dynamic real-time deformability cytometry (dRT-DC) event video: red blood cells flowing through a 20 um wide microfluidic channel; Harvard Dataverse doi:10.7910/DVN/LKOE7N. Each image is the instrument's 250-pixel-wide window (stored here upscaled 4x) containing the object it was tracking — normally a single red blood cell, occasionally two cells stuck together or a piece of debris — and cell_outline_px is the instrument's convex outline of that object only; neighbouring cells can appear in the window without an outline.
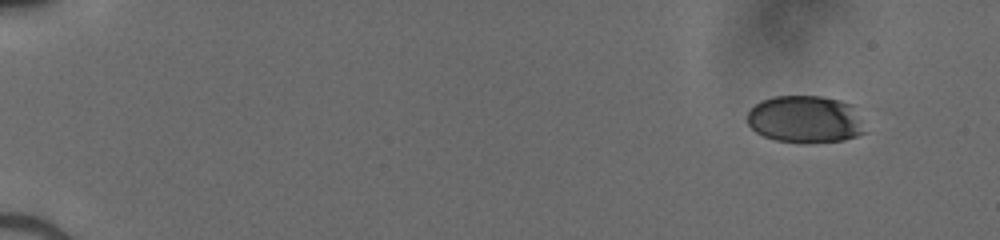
{"species": "human", "species_latin": "Homo sapiens", "temperature_condition": "cold", "stored_images_in_passage": 48, "camera_frame_rate_fps": 3000, "um_per_image_px": 0.085, "donor": {"sex": "male"}, "frame": {"image": 1, "passage_image": 1, "time_ms": 0.0, "image_size_px": [1000, 240], "cell_outline_px": [[868, 132], [844, 140], [804, 144], [776, 140], [764, 136], [756, 132], [748, 124], [748, 112], [760, 100], [772, 96], [824, 96], [840, 100], [852, 104]], "centroid_in_image_um": [68.47, 10.15], "position_along_channel_um": 16.5, "area_um2": 32.89}}
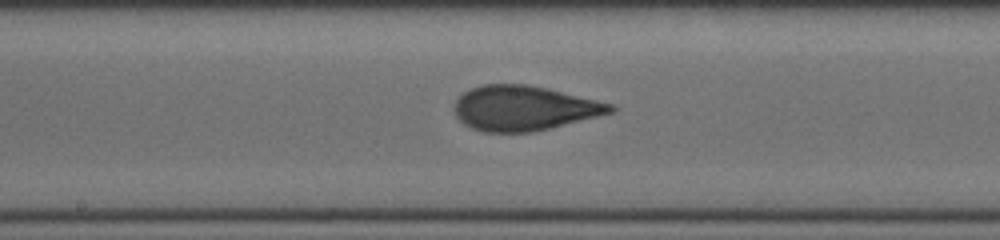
{"frame": {"image": 2, "passage_image": 26, "time_ms": 8.333, "image_size_px": [1000, 240], "cell_outline_px": [[616, 108], [612, 112], [532, 132], [484, 132], [472, 128], [464, 124], [456, 116], [456, 100], [464, 92], [472, 88], [484, 84], [528, 84], [548, 88], [612, 104]], "centroid_in_image_um": [44.51, 9.18], "position_along_channel_um": 203.7, "area_um2": 40.17}}
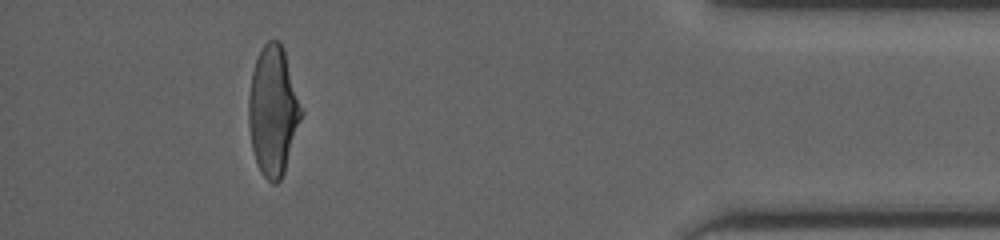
{"frame": {"image": 3, "passage_image": 44, "time_ms": 14.333, "image_size_px": [1000, 240], "cell_outline_px": [[304, 112], [284, 172], [280, 180], [276, 184], [272, 184], [260, 172], [252, 148], [248, 124], [248, 96], [252, 72], [256, 60], [264, 44], [268, 40], [280, 40], [284, 48], [304, 108]], "centroid_in_image_um": [23.24, 9.4], "position_along_channel_um": 412.0, "area_um2": 40.23}}